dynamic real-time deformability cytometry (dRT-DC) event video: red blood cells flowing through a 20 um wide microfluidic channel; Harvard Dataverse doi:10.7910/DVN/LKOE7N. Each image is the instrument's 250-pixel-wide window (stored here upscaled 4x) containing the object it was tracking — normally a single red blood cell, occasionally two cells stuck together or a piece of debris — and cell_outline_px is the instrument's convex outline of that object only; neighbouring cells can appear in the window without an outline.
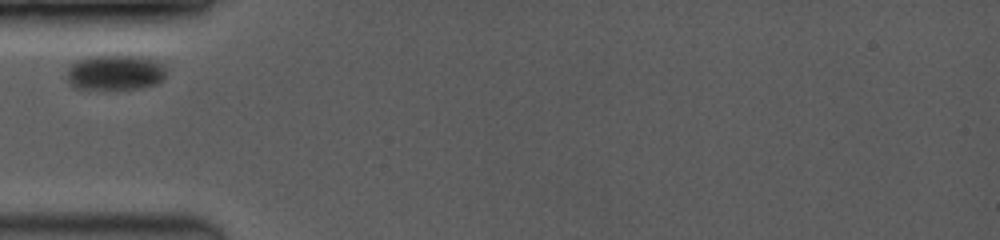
{"species": "common noctule bat (a hibernating species)", "species_latin": "Nyctalus noctula", "temperature_condition": "room temperature", "stored_images_in_passage": 10, "camera_frame_rate_fps": 3500, "um_per_image_px": 0.085, "animal": {"sex": "female", "body_mass_g": 19.0, "forearm_length_mm": 53.3}, "frame": {"image": 1, "passage_image": 1, "time_ms": 0.0, "image_size_px": [1000, 240], "cell_outline_px": [[164, 80], [156, 84], [140, 88], [112, 92], [72, 88], [64, 76], [68, 68], [76, 60], [88, 56], [144, 56], [156, 60], [164, 68]], "centroid_in_image_um": [9.71, 6.22], "position_along_channel_um": 75.3, "area_um2": 21.44}}
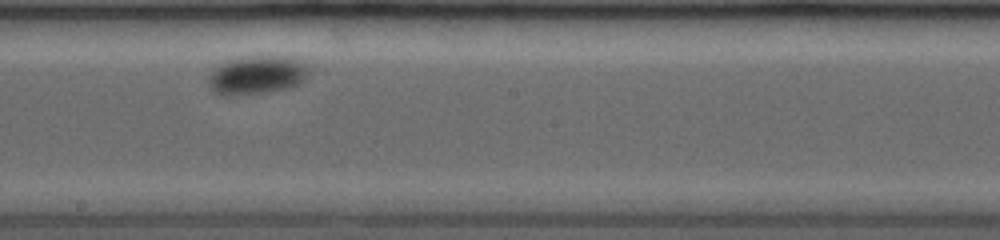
{"frame": {"image": 2, "passage_image": 6, "time_ms": 4.571, "image_size_px": [1000, 240], "cell_outline_px": [[308, 76], [300, 84], [288, 88], [240, 96], [224, 96], [212, 92], [208, 88], [208, 76], [220, 64], [232, 60], [248, 56], [288, 56], [304, 64], [308, 68]], "centroid_in_image_um": [21.8, 6.41], "position_along_channel_um": 226.4, "area_um2": 22.66}}
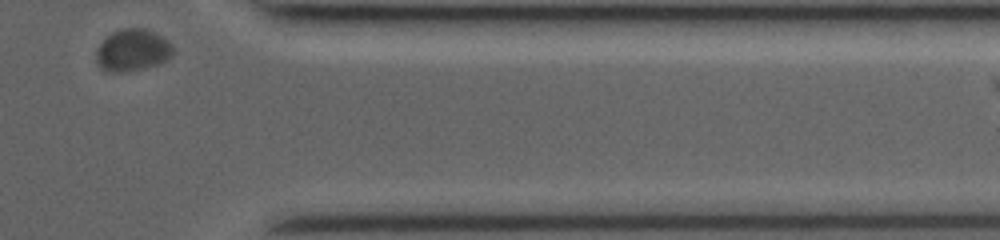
{"frame": {"image": 3, "passage_image": 10, "time_ms": 9.714, "image_size_px": [1000, 240], "cell_outline_px": [[172, 56], [156, 64], [140, 68], [120, 72], [108, 72], [100, 68], [96, 64], [96, 52], [100, 44], [112, 32], [124, 28], [144, 28], [156, 32], [164, 36], [172, 44]], "centroid_in_image_um": [11.25, 4.25], "position_along_channel_um": 400.1, "area_um2": 18.67}}